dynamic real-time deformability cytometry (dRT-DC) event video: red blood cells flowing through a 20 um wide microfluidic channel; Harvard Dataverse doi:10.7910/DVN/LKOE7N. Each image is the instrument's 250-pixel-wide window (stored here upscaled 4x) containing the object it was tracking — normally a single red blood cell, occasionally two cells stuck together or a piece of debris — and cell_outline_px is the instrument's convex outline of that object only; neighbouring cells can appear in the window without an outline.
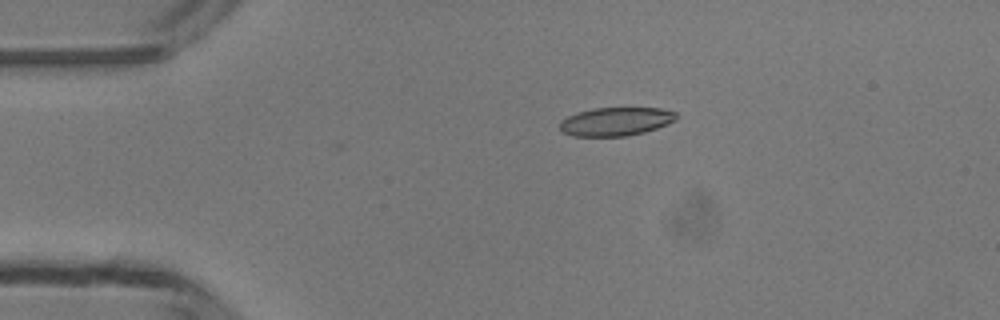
{"species": "common noctule bat (a hibernating species)", "species_latin": "Nyctalus noctula", "temperature_condition": "room temperature", "stored_images_in_passage": 33, "camera_frame_rate_fps": 3000, "um_per_image_px": 0.085, "animal": {"sex": "male", "body_mass_g": 13.3}, "frame": {"image": 1, "passage_image": 2, "time_ms": 0.333, "image_size_px": [1000, 320], "cell_outline_px": [[676, 120], [668, 124], [644, 132], [628, 136], [572, 136], [560, 132], [560, 120], [576, 112], [592, 108], [660, 108], [676, 112]], "centroid_in_image_um": [52.31, 10.33], "position_along_channel_um": 32.7, "area_um2": 19.48}}
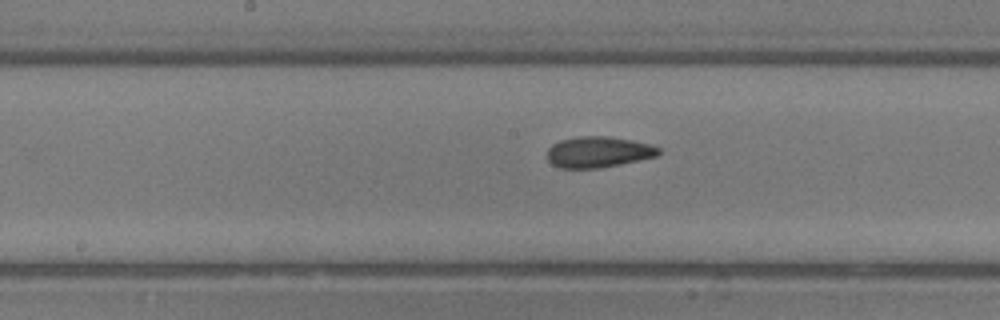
{"frame": {"image": 2, "passage_image": 17, "time_ms": 5.333, "image_size_px": [1000, 320], "cell_outline_px": [[660, 152], [656, 156], [620, 164], [600, 168], [560, 168], [552, 164], [548, 160], [548, 148], [552, 144], [560, 140], [580, 136], [608, 136], [632, 140], [652, 144], [660, 148]], "centroid_in_image_um": [50.86, 12.91], "position_along_channel_um": 197.3, "area_um2": 20.11}}
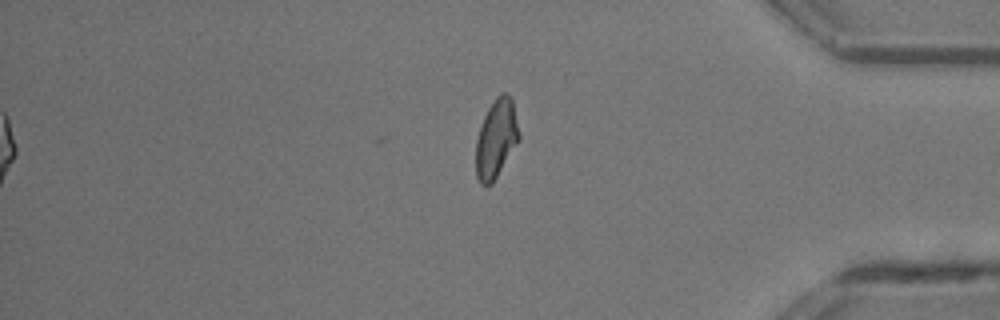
{"frame": {"image": 3, "passage_image": 33, "time_ms": 10.667, "image_size_px": [1000, 320], "cell_outline_px": [[520, 140], [492, 184], [488, 188], [484, 188], [480, 184], [476, 176], [476, 140], [484, 116], [488, 108], [496, 96], [500, 92], [508, 92], [512, 100], [520, 136]], "centroid_in_image_um": [42.17, 11.82], "position_along_channel_um": 393.0, "area_um2": 20.0}, "authors_computed_cell_mechanics": {"area_um2": 19.8832, "velocity_mm_per_s": 4.2006, "shape_relaxation_time_tau1_ms": 8.4209, "shape_relaxation_time_tau2_ms": 1.7214, "deformation_change_tau1": 0.1894, "deformation_change_tau2": 0.0635}}